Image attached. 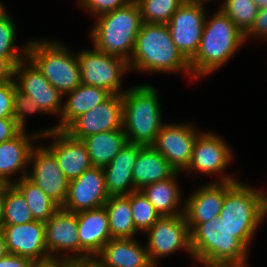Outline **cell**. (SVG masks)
<instances>
[{
    "label": "cell",
    "mask_w": 267,
    "mask_h": 267,
    "mask_svg": "<svg viewBox=\"0 0 267 267\" xmlns=\"http://www.w3.org/2000/svg\"><path fill=\"white\" fill-rule=\"evenodd\" d=\"M245 34L253 25L258 7L253 0H225L221 9Z\"/></svg>",
    "instance_id": "d6a6232c"
},
{
    "label": "cell",
    "mask_w": 267,
    "mask_h": 267,
    "mask_svg": "<svg viewBox=\"0 0 267 267\" xmlns=\"http://www.w3.org/2000/svg\"><path fill=\"white\" fill-rule=\"evenodd\" d=\"M198 133L186 124H163L152 145L178 171L185 170L192 157Z\"/></svg>",
    "instance_id": "e0dca14e"
},
{
    "label": "cell",
    "mask_w": 267,
    "mask_h": 267,
    "mask_svg": "<svg viewBox=\"0 0 267 267\" xmlns=\"http://www.w3.org/2000/svg\"><path fill=\"white\" fill-rule=\"evenodd\" d=\"M123 129L129 143L152 146L163 126L157 90L142 84L124 91Z\"/></svg>",
    "instance_id": "5b68a950"
},
{
    "label": "cell",
    "mask_w": 267,
    "mask_h": 267,
    "mask_svg": "<svg viewBox=\"0 0 267 267\" xmlns=\"http://www.w3.org/2000/svg\"><path fill=\"white\" fill-rule=\"evenodd\" d=\"M104 207L112 239L133 238L137 230L132 218L130 194L110 196Z\"/></svg>",
    "instance_id": "f1b7e54d"
},
{
    "label": "cell",
    "mask_w": 267,
    "mask_h": 267,
    "mask_svg": "<svg viewBox=\"0 0 267 267\" xmlns=\"http://www.w3.org/2000/svg\"><path fill=\"white\" fill-rule=\"evenodd\" d=\"M34 161L33 173L27 177L60 207L66 201L69 180L62 172L53 153L45 146L33 147L29 162Z\"/></svg>",
    "instance_id": "4fadbf2b"
},
{
    "label": "cell",
    "mask_w": 267,
    "mask_h": 267,
    "mask_svg": "<svg viewBox=\"0 0 267 267\" xmlns=\"http://www.w3.org/2000/svg\"><path fill=\"white\" fill-rule=\"evenodd\" d=\"M15 65L7 58L0 56V84L14 80Z\"/></svg>",
    "instance_id": "b9f144b4"
},
{
    "label": "cell",
    "mask_w": 267,
    "mask_h": 267,
    "mask_svg": "<svg viewBox=\"0 0 267 267\" xmlns=\"http://www.w3.org/2000/svg\"><path fill=\"white\" fill-rule=\"evenodd\" d=\"M24 132L22 130L14 138L0 143V181L3 184H12L10 175L25 168L33 149L31 140L40 138L38 133L29 137Z\"/></svg>",
    "instance_id": "d4e9b609"
},
{
    "label": "cell",
    "mask_w": 267,
    "mask_h": 267,
    "mask_svg": "<svg viewBox=\"0 0 267 267\" xmlns=\"http://www.w3.org/2000/svg\"><path fill=\"white\" fill-rule=\"evenodd\" d=\"M128 65L141 71H184L192 74L190 61L175 46L167 24L141 25Z\"/></svg>",
    "instance_id": "6da1fadb"
},
{
    "label": "cell",
    "mask_w": 267,
    "mask_h": 267,
    "mask_svg": "<svg viewBox=\"0 0 267 267\" xmlns=\"http://www.w3.org/2000/svg\"><path fill=\"white\" fill-rule=\"evenodd\" d=\"M8 254L6 242L2 231L0 230V258Z\"/></svg>",
    "instance_id": "bcb514c9"
},
{
    "label": "cell",
    "mask_w": 267,
    "mask_h": 267,
    "mask_svg": "<svg viewBox=\"0 0 267 267\" xmlns=\"http://www.w3.org/2000/svg\"><path fill=\"white\" fill-rule=\"evenodd\" d=\"M266 214L264 194L236 181L225 193L218 221L247 249L258 224Z\"/></svg>",
    "instance_id": "8992f818"
},
{
    "label": "cell",
    "mask_w": 267,
    "mask_h": 267,
    "mask_svg": "<svg viewBox=\"0 0 267 267\" xmlns=\"http://www.w3.org/2000/svg\"><path fill=\"white\" fill-rule=\"evenodd\" d=\"M250 35L267 38V8L258 11L252 27L244 34L245 40Z\"/></svg>",
    "instance_id": "ab89813d"
},
{
    "label": "cell",
    "mask_w": 267,
    "mask_h": 267,
    "mask_svg": "<svg viewBox=\"0 0 267 267\" xmlns=\"http://www.w3.org/2000/svg\"><path fill=\"white\" fill-rule=\"evenodd\" d=\"M81 261L97 257L111 239L109 218L105 207L76 213Z\"/></svg>",
    "instance_id": "ffe728a7"
},
{
    "label": "cell",
    "mask_w": 267,
    "mask_h": 267,
    "mask_svg": "<svg viewBox=\"0 0 267 267\" xmlns=\"http://www.w3.org/2000/svg\"><path fill=\"white\" fill-rule=\"evenodd\" d=\"M16 36L15 24L6 11L0 16V56L7 57L15 66L22 60L27 59L28 44L21 49L24 56L14 48Z\"/></svg>",
    "instance_id": "e575fe53"
},
{
    "label": "cell",
    "mask_w": 267,
    "mask_h": 267,
    "mask_svg": "<svg viewBox=\"0 0 267 267\" xmlns=\"http://www.w3.org/2000/svg\"><path fill=\"white\" fill-rule=\"evenodd\" d=\"M45 224V243L51 259H58L59 251H70L79 255L63 257L65 261H81L80 241L78 237L77 215L61 207Z\"/></svg>",
    "instance_id": "ac0fdd59"
},
{
    "label": "cell",
    "mask_w": 267,
    "mask_h": 267,
    "mask_svg": "<svg viewBox=\"0 0 267 267\" xmlns=\"http://www.w3.org/2000/svg\"><path fill=\"white\" fill-rule=\"evenodd\" d=\"M177 170L153 146H143L133 169V184L136 190L172 177Z\"/></svg>",
    "instance_id": "cb8c5ba5"
},
{
    "label": "cell",
    "mask_w": 267,
    "mask_h": 267,
    "mask_svg": "<svg viewBox=\"0 0 267 267\" xmlns=\"http://www.w3.org/2000/svg\"><path fill=\"white\" fill-rule=\"evenodd\" d=\"M178 171L170 178L144 186L141 191L154 206L161 217L184 214L176 211L180 199V191L175 182ZM176 208V209H175Z\"/></svg>",
    "instance_id": "83f0119b"
},
{
    "label": "cell",
    "mask_w": 267,
    "mask_h": 267,
    "mask_svg": "<svg viewBox=\"0 0 267 267\" xmlns=\"http://www.w3.org/2000/svg\"><path fill=\"white\" fill-rule=\"evenodd\" d=\"M130 1L131 0H80V5L92 14L100 16L124 7Z\"/></svg>",
    "instance_id": "8d00e7d4"
},
{
    "label": "cell",
    "mask_w": 267,
    "mask_h": 267,
    "mask_svg": "<svg viewBox=\"0 0 267 267\" xmlns=\"http://www.w3.org/2000/svg\"><path fill=\"white\" fill-rule=\"evenodd\" d=\"M97 256V267H155L146 248L132 238L111 239Z\"/></svg>",
    "instance_id": "603a6c76"
},
{
    "label": "cell",
    "mask_w": 267,
    "mask_h": 267,
    "mask_svg": "<svg viewBox=\"0 0 267 267\" xmlns=\"http://www.w3.org/2000/svg\"><path fill=\"white\" fill-rule=\"evenodd\" d=\"M14 80L0 84V118L14 117Z\"/></svg>",
    "instance_id": "74e56055"
},
{
    "label": "cell",
    "mask_w": 267,
    "mask_h": 267,
    "mask_svg": "<svg viewBox=\"0 0 267 267\" xmlns=\"http://www.w3.org/2000/svg\"><path fill=\"white\" fill-rule=\"evenodd\" d=\"M81 71V83L105 89L111 94L122 95L121 77L129 68L128 62L114 55H109L94 47L78 53Z\"/></svg>",
    "instance_id": "ba28073f"
},
{
    "label": "cell",
    "mask_w": 267,
    "mask_h": 267,
    "mask_svg": "<svg viewBox=\"0 0 267 267\" xmlns=\"http://www.w3.org/2000/svg\"><path fill=\"white\" fill-rule=\"evenodd\" d=\"M23 176L12 185L22 194L34 220L46 222L60 208L45 192L27 177V171L23 170Z\"/></svg>",
    "instance_id": "f546056e"
},
{
    "label": "cell",
    "mask_w": 267,
    "mask_h": 267,
    "mask_svg": "<svg viewBox=\"0 0 267 267\" xmlns=\"http://www.w3.org/2000/svg\"><path fill=\"white\" fill-rule=\"evenodd\" d=\"M21 131L14 117L0 118V143L14 138Z\"/></svg>",
    "instance_id": "f35d334b"
},
{
    "label": "cell",
    "mask_w": 267,
    "mask_h": 267,
    "mask_svg": "<svg viewBox=\"0 0 267 267\" xmlns=\"http://www.w3.org/2000/svg\"><path fill=\"white\" fill-rule=\"evenodd\" d=\"M98 17V23L91 31L94 47L129 62L143 24L138 3L131 0L124 7Z\"/></svg>",
    "instance_id": "277c9868"
},
{
    "label": "cell",
    "mask_w": 267,
    "mask_h": 267,
    "mask_svg": "<svg viewBox=\"0 0 267 267\" xmlns=\"http://www.w3.org/2000/svg\"><path fill=\"white\" fill-rule=\"evenodd\" d=\"M8 253L31 259L33 262L51 260L45 243V224L34 220L22 225H3L1 229Z\"/></svg>",
    "instance_id": "9a60e30c"
},
{
    "label": "cell",
    "mask_w": 267,
    "mask_h": 267,
    "mask_svg": "<svg viewBox=\"0 0 267 267\" xmlns=\"http://www.w3.org/2000/svg\"><path fill=\"white\" fill-rule=\"evenodd\" d=\"M88 150L92 166L104 168L128 142L124 129L90 135L82 140Z\"/></svg>",
    "instance_id": "4316f807"
},
{
    "label": "cell",
    "mask_w": 267,
    "mask_h": 267,
    "mask_svg": "<svg viewBox=\"0 0 267 267\" xmlns=\"http://www.w3.org/2000/svg\"><path fill=\"white\" fill-rule=\"evenodd\" d=\"M146 233H149L146 250L155 267L157 258L181 248L192 255L191 234L184 214L160 217Z\"/></svg>",
    "instance_id": "30bf717a"
},
{
    "label": "cell",
    "mask_w": 267,
    "mask_h": 267,
    "mask_svg": "<svg viewBox=\"0 0 267 267\" xmlns=\"http://www.w3.org/2000/svg\"><path fill=\"white\" fill-rule=\"evenodd\" d=\"M38 135L55 137V141L47 148L53 153L69 181L78 178L92 167L87 147L82 140L75 139L64 130H57L56 127Z\"/></svg>",
    "instance_id": "2e32d148"
},
{
    "label": "cell",
    "mask_w": 267,
    "mask_h": 267,
    "mask_svg": "<svg viewBox=\"0 0 267 267\" xmlns=\"http://www.w3.org/2000/svg\"><path fill=\"white\" fill-rule=\"evenodd\" d=\"M264 199H265V203H266V213H267V194H264Z\"/></svg>",
    "instance_id": "681fc988"
},
{
    "label": "cell",
    "mask_w": 267,
    "mask_h": 267,
    "mask_svg": "<svg viewBox=\"0 0 267 267\" xmlns=\"http://www.w3.org/2000/svg\"><path fill=\"white\" fill-rule=\"evenodd\" d=\"M109 197L104 169L92 166L69 181L66 201L61 208L74 213L97 209L103 207Z\"/></svg>",
    "instance_id": "7c38bea8"
},
{
    "label": "cell",
    "mask_w": 267,
    "mask_h": 267,
    "mask_svg": "<svg viewBox=\"0 0 267 267\" xmlns=\"http://www.w3.org/2000/svg\"><path fill=\"white\" fill-rule=\"evenodd\" d=\"M5 12V9L2 5V3L0 2V16Z\"/></svg>",
    "instance_id": "c3c4849f"
},
{
    "label": "cell",
    "mask_w": 267,
    "mask_h": 267,
    "mask_svg": "<svg viewBox=\"0 0 267 267\" xmlns=\"http://www.w3.org/2000/svg\"><path fill=\"white\" fill-rule=\"evenodd\" d=\"M143 23L167 24L186 0H135Z\"/></svg>",
    "instance_id": "1f68e13d"
},
{
    "label": "cell",
    "mask_w": 267,
    "mask_h": 267,
    "mask_svg": "<svg viewBox=\"0 0 267 267\" xmlns=\"http://www.w3.org/2000/svg\"><path fill=\"white\" fill-rule=\"evenodd\" d=\"M232 152L220 137L211 134L197 136L191 161L185 170H197L206 174H218L228 166Z\"/></svg>",
    "instance_id": "44dd1931"
},
{
    "label": "cell",
    "mask_w": 267,
    "mask_h": 267,
    "mask_svg": "<svg viewBox=\"0 0 267 267\" xmlns=\"http://www.w3.org/2000/svg\"><path fill=\"white\" fill-rule=\"evenodd\" d=\"M68 94L70 97L63 104L61 122L56 126L57 130H65L77 117L92 110L112 95L103 88L82 83Z\"/></svg>",
    "instance_id": "484cf974"
},
{
    "label": "cell",
    "mask_w": 267,
    "mask_h": 267,
    "mask_svg": "<svg viewBox=\"0 0 267 267\" xmlns=\"http://www.w3.org/2000/svg\"><path fill=\"white\" fill-rule=\"evenodd\" d=\"M35 112L44 111L35 99L23 93L16 86L14 92V118L22 130L25 129V114Z\"/></svg>",
    "instance_id": "d590c367"
},
{
    "label": "cell",
    "mask_w": 267,
    "mask_h": 267,
    "mask_svg": "<svg viewBox=\"0 0 267 267\" xmlns=\"http://www.w3.org/2000/svg\"><path fill=\"white\" fill-rule=\"evenodd\" d=\"M244 40V33L222 10L210 21L205 19L199 49L190 60L192 75L197 78L217 70L232 57Z\"/></svg>",
    "instance_id": "7a4b0ae2"
},
{
    "label": "cell",
    "mask_w": 267,
    "mask_h": 267,
    "mask_svg": "<svg viewBox=\"0 0 267 267\" xmlns=\"http://www.w3.org/2000/svg\"><path fill=\"white\" fill-rule=\"evenodd\" d=\"M236 182L224 176L218 183L204 185L192 193L184 205V216L191 231L197 224L219 218L226 191Z\"/></svg>",
    "instance_id": "5bb4252c"
},
{
    "label": "cell",
    "mask_w": 267,
    "mask_h": 267,
    "mask_svg": "<svg viewBox=\"0 0 267 267\" xmlns=\"http://www.w3.org/2000/svg\"><path fill=\"white\" fill-rule=\"evenodd\" d=\"M259 10L267 8V0H253Z\"/></svg>",
    "instance_id": "7dc6e473"
},
{
    "label": "cell",
    "mask_w": 267,
    "mask_h": 267,
    "mask_svg": "<svg viewBox=\"0 0 267 267\" xmlns=\"http://www.w3.org/2000/svg\"><path fill=\"white\" fill-rule=\"evenodd\" d=\"M123 129V98L112 94L92 110L77 117L64 131L71 137L83 140L100 132Z\"/></svg>",
    "instance_id": "8fae6325"
},
{
    "label": "cell",
    "mask_w": 267,
    "mask_h": 267,
    "mask_svg": "<svg viewBox=\"0 0 267 267\" xmlns=\"http://www.w3.org/2000/svg\"><path fill=\"white\" fill-rule=\"evenodd\" d=\"M62 267H97L93 260L90 261H65L62 259Z\"/></svg>",
    "instance_id": "7bdbcfd3"
},
{
    "label": "cell",
    "mask_w": 267,
    "mask_h": 267,
    "mask_svg": "<svg viewBox=\"0 0 267 267\" xmlns=\"http://www.w3.org/2000/svg\"><path fill=\"white\" fill-rule=\"evenodd\" d=\"M59 42H29L27 59L31 60L48 82L63 95L81 84L78 56L70 54Z\"/></svg>",
    "instance_id": "52a82bcc"
},
{
    "label": "cell",
    "mask_w": 267,
    "mask_h": 267,
    "mask_svg": "<svg viewBox=\"0 0 267 267\" xmlns=\"http://www.w3.org/2000/svg\"><path fill=\"white\" fill-rule=\"evenodd\" d=\"M204 2L207 1L186 0L167 23L172 41L189 61L200 46L206 19Z\"/></svg>",
    "instance_id": "9c48e42d"
},
{
    "label": "cell",
    "mask_w": 267,
    "mask_h": 267,
    "mask_svg": "<svg viewBox=\"0 0 267 267\" xmlns=\"http://www.w3.org/2000/svg\"><path fill=\"white\" fill-rule=\"evenodd\" d=\"M34 221L22 194L12 185L5 184L3 225H22Z\"/></svg>",
    "instance_id": "4dcf8cb0"
},
{
    "label": "cell",
    "mask_w": 267,
    "mask_h": 267,
    "mask_svg": "<svg viewBox=\"0 0 267 267\" xmlns=\"http://www.w3.org/2000/svg\"><path fill=\"white\" fill-rule=\"evenodd\" d=\"M142 147L143 145L127 142L113 160L103 168L109 196L128 195L136 191L133 184V169Z\"/></svg>",
    "instance_id": "7402d4cb"
},
{
    "label": "cell",
    "mask_w": 267,
    "mask_h": 267,
    "mask_svg": "<svg viewBox=\"0 0 267 267\" xmlns=\"http://www.w3.org/2000/svg\"><path fill=\"white\" fill-rule=\"evenodd\" d=\"M26 60H22L15 66V75L19 77V80L15 81L17 88L35 99L44 112L52 114L60 112L61 115L63 94L48 82L31 60H29L30 64L25 65Z\"/></svg>",
    "instance_id": "d6986e66"
},
{
    "label": "cell",
    "mask_w": 267,
    "mask_h": 267,
    "mask_svg": "<svg viewBox=\"0 0 267 267\" xmlns=\"http://www.w3.org/2000/svg\"><path fill=\"white\" fill-rule=\"evenodd\" d=\"M132 218L137 231H147L161 216L141 190L130 193Z\"/></svg>",
    "instance_id": "836d02e7"
},
{
    "label": "cell",
    "mask_w": 267,
    "mask_h": 267,
    "mask_svg": "<svg viewBox=\"0 0 267 267\" xmlns=\"http://www.w3.org/2000/svg\"><path fill=\"white\" fill-rule=\"evenodd\" d=\"M33 263L29 258L11 253L0 258V267H31Z\"/></svg>",
    "instance_id": "60d3db41"
},
{
    "label": "cell",
    "mask_w": 267,
    "mask_h": 267,
    "mask_svg": "<svg viewBox=\"0 0 267 267\" xmlns=\"http://www.w3.org/2000/svg\"><path fill=\"white\" fill-rule=\"evenodd\" d=\"M5 184L0 187V230L3 226Z\"/></svg>",
    "instance_id": "f6af8a7d"
},
{
    "label": "cell",
    "mask_w": 267,
    "mask_h": 267,
    "mask_svg": "<svg viewBox=\"0 0 267 267\" xmlns=\"http://www.w3.org/2000/svg\"><path fill=\"white\" fill-rule=\"evenodd\" d=\"M190 234L192 256L207 267H247L248 249L218 218L197 224Z\"/></svg>",
    "instance_id": "3957f363"
},
{
    "label": "cell",
    "mask_w": 267,
    "mask_h": 267,
    "mask_svg": "<svg viewBox=\"0 0 267 267\" xmlns=\"http://www.w3.org/2000/svg\"><path fill=\"white\" fill-rule=\"evenodd\" d=\"M31 267H62V260L51 259L45 262H34Z\"/></svg>",
    "instance_id": "ee69618b"
}]
</instances>
